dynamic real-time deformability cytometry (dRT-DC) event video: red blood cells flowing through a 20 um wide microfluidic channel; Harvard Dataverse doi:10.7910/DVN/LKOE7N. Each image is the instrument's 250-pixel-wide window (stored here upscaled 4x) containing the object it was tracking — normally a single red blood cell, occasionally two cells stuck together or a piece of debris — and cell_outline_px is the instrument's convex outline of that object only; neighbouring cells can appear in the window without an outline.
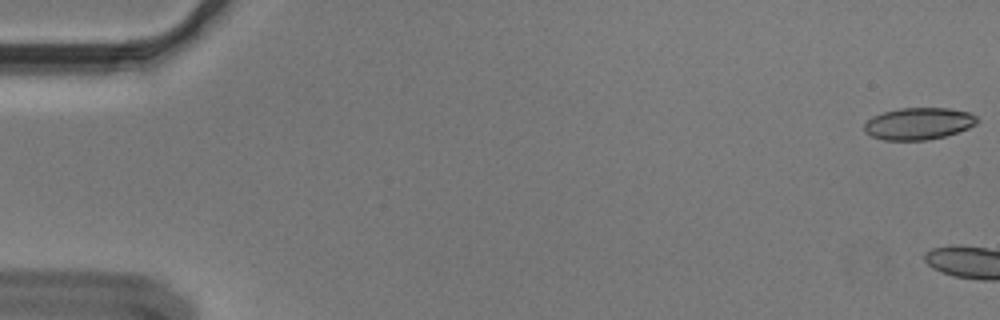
{"species": "Egyptian fruit bat (a non-hibernating species)", "species_latin": "Rousettus aegyptiacus", "temperature_condition": "cold", "stored_images_in_passage": 4, "camera_frame_rate_fps": 3000, "um_per_image_px": 0.085, "animal": {"sex": "male"}, "frame": {"image": 1, "passage_image": 1, "time_ms": 0.0, "image_size_px": [1000, 320], "cell_outline_px": [[980, 120], [976, 124], [968, 128], [944, 136], [928, 140], [884, 140], [872, 136], [864, 132], [864, 124], [872, 116], [884, 112], [900, 108], [948, 108], [972, 112]], "centroid_in_image_um": [78.1, 10.5], "position_along_channel_um": 6.9, "area_um2": 21.1}}